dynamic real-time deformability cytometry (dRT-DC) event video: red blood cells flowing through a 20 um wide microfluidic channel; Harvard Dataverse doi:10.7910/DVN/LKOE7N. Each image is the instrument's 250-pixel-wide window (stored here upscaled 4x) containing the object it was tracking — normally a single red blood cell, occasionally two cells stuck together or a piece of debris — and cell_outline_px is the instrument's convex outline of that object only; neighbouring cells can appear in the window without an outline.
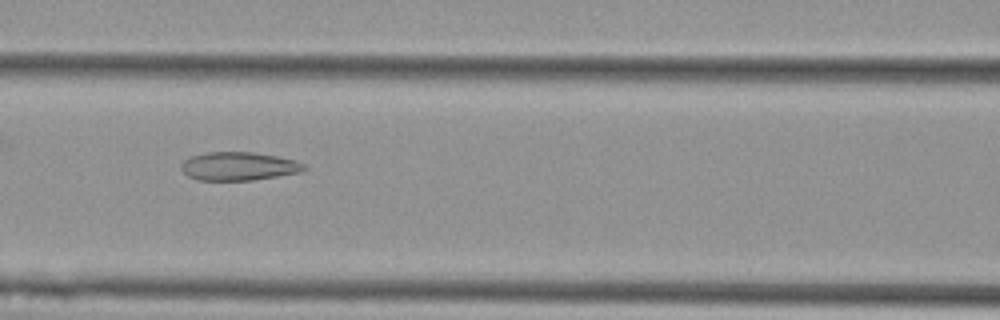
{"species": "Egyptian fruit bat (a non-hibernating species)", "species_latin": "Rousettus aegyptiacus", "temperature_condition": "cold", "stored_images_in_passage": 4, "camera_frame_rate_fps": 3000, "um_per_image_px": 0.085, "animal": {"sex": "female"}, "frame": {"image": 1, "passage_image": 3, "time_ms": 0.667, "image_size_px": [1000, 320], "cell_outline_px": [[308, 168], [300, 172], [252, 180], [200, 180], [188, 176], [180, 168], [180, 164], [188, 156], [208, 152], [252, 152], [276, 156], [296, 160], [304, 164]], "centroid_in_image_um": [20.26, 14.12], "position_along_channel_um": 146.3, "area_um2": 20.35}}
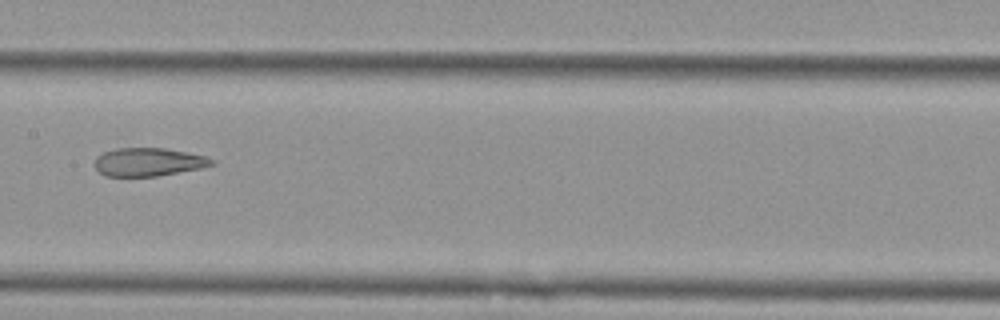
{"frame": {"image": 2, "passage_image": 4, "time_ms": 1.0, "image_size_px": [1000, 320], "cell_outline_px": [[216, 164], [200, 168], [156, 176], [104, 176], [96, 168], [96, 156], [104, 152], [116, 148], [164, 148], [188, 152], [208, 156], [216, 160]], "centroid_in_image_um": [12.67, 13.76], "position_along_channel_um": 194.7, "area_um2": 19.31}}